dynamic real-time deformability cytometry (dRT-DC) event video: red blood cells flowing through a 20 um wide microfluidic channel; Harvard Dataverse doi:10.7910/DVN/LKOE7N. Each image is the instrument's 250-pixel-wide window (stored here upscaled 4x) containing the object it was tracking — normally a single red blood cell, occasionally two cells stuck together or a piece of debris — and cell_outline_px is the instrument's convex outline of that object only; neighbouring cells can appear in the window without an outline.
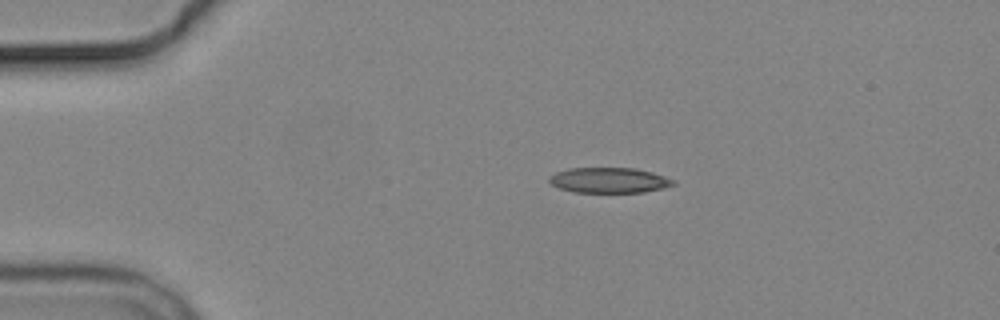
{"species": "common noctule bat (a hibernating species)", "species_latin": "Nyctalus noctula", "temperature_condition": "cold", "stored_images_in_passage": 5, "camera_frame_rate_fps": 3000, "um_per_image_px": 0.085, "animal": {"sex": "male", "body_mass_g": 19.2, "forearm_length_mm": 51.8}, "frame": {"image": 1, "passage_image": 3, "time_ms": 2.333, "image_size_px": [1000, 320], "cell_outline_px": [[676, 184], [664, 188], [644, 192], [572, 192], [560, 188], [552, 184], [548, 180], [548, 176], [556, 172], [568, 168], [636, 168], [652, 172], [676, 180]], "centroid_in_image_um": [51.79, 15.32], "position_along_channel_um": 33.2, "area_um2": 18.44}}
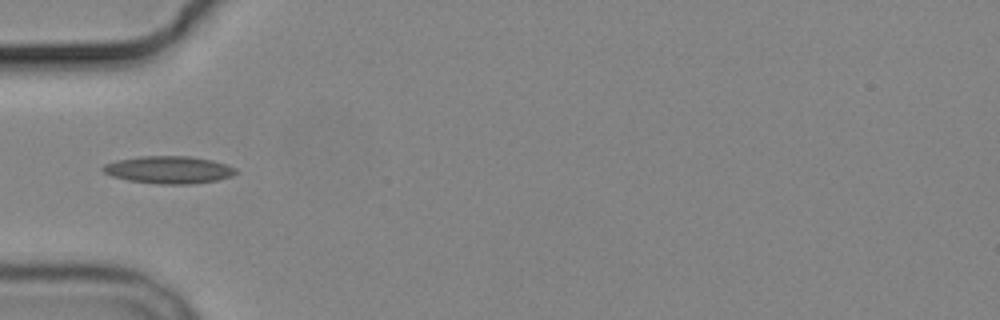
{"frame": {"image": 2, "passage_image": 5, "time_ms": 4.667, "image_size_px": [1000, 320], "cell_outline_px": [[236, 172], [232, 176], [216, 180], [188, 184], [160, 184], [128, 180], [112, 176], [104, 172], [100, 168], [104, 164], [116, 160], [140, 156], [192, 156], [212, 160], [228, 164], [236, 168]], "centroid_in_image_um": [14.34, 14.42], "position_along_channel_um": 70.7, "area_um2": 21.27}}